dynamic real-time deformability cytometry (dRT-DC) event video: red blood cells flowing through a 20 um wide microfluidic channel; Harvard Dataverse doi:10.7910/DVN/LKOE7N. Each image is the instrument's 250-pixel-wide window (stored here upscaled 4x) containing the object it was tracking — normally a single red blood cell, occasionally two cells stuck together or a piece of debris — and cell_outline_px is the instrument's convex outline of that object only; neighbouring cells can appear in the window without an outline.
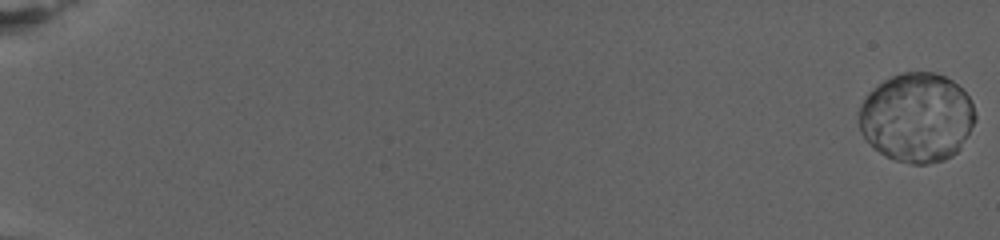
{"species": "human", "species_latin": "Homo sapiens", "temperature_condition": "warm", "stored_images_in_passage": 51, "camera_frame_rate_fps": 3000, "um_per_image_px": 0.085, "donor": {"sex": "female"}, "frame": {"image": 1, "passage_image": 1, "time_ms": 0.0, "image_size_px": [1000, 240], "cell_outline_px": [[976, 120], [956, 152], [952, 156], [944, 160], [924, 164], [912, 164], [896, 160], [880, 152], [864, 136], [860, 128], [860, 104], [864, 96], [868, 92], [884, 80], [892, 76], [904, 72], [932, 72], [944, 76], [952, 80], [972, 100], [976, 116]], "centroid_in_image_um": [77.94, 9.97], "position_along_channel_um": 7.1, "area_um2": 60.0}}
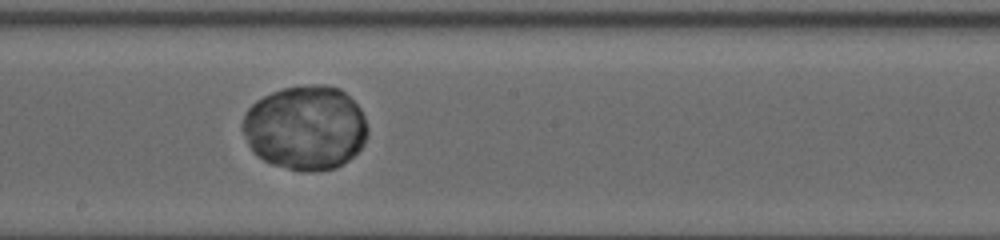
{"frame": {"image": 2, "passage_image": 33, "time_ms": 16.333, "image_size_px": [1000, 240], "cell_outline_px": [[368, 132], [364, 144], [348, 160], [336, 168], [304, 172], [272, 164], [264, 160], [252, 152], [240, 128], [244, 116], [248, 108], [256, 100], [272, 92], [284, 88], [312, 84], [324, 84], [340, 88], [360, 108], [364, 116], [368, 128]], "centroid_in_image_um": [25.95, 10.85], "position_along_channel_um": 222.3, "area_um2": 61.73}}
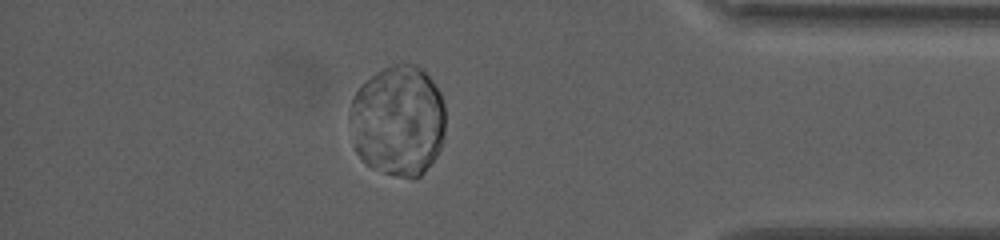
{"frame": {"image": 3, "passage_image": 46, "time_ms": 24.0, "image_size_px": [1000, 240], "cell_outline_px": [[444, 132], [440, 148], [436, 156], [424, 172], [420, 176], [396, 176], [372, 168], [364, 164], [356, 152], [348, 116], [352, 96], [376, 72], [384, 68], [396, 64], [416, 64], [432, 80], [440, 92], [444, 104]], "centroid_in_image_um": [33.82, 10.26], "position_along_channel_um": 401.4, "area_um2": 61.73}}